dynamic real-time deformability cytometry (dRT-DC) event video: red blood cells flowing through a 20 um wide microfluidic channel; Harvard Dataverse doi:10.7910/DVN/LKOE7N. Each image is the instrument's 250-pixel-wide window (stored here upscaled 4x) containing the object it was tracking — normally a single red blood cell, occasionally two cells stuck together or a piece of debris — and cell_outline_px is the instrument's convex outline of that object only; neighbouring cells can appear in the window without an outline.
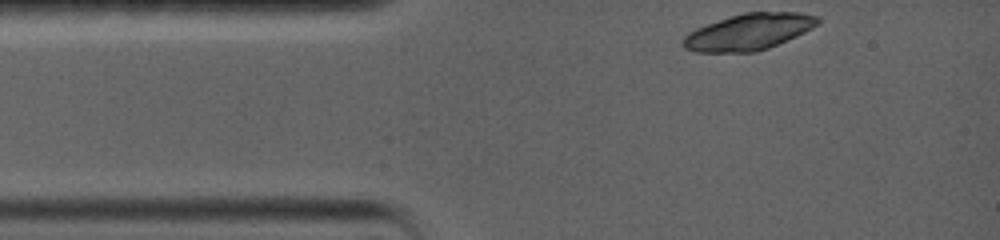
{"species": "common noctule bat (a hibernating species)", "species_latin": "Nyctalus noctula", "temperature_condition": "warm", "stored_images_in_passage": 9, "camera_frame_rate_fps": 5000, "um_per_image_px": 0.085, "animal": {"sex": "female", "body_mass_g": 19.0, "forearm_length_mm": 56.7}, "frame": {"image": 1, "passage_image": 1, "time_ms": 0.0, "image_size_px": [1000, 240], "cell_outline_px": [[820, 24], [796, 36], [768, 48], [752, 52], [696, 52], [684, 48], [680, 44], [680, 40], [688, 32], [696, 28], [744, 12], [800, 12], [820, 16]], "centroid_in_image_um": [63.64, 2.71], "position_along_channel_um": 21.4, "area_um2": 28.55}}